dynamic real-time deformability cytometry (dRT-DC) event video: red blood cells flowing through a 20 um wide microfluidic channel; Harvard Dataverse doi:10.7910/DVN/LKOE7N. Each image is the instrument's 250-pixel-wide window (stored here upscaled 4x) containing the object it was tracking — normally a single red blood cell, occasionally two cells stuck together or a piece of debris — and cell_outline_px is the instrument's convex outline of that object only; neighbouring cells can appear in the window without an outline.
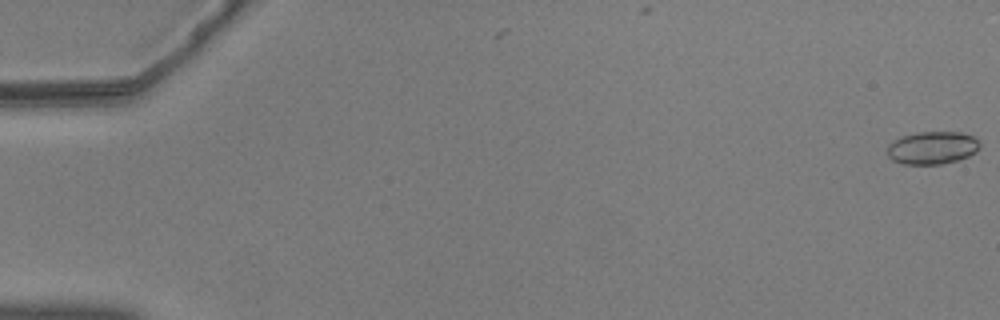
{"species": "common noctule bat (a hibernating species)", "species_latin": "Nyctalus noctula", "temperature_condition": "warm", "stored_images_in_passage": 2, "camera_frame_rate_fps": 3000, "um_per_image_px": 0.085, "animal": {"sex": "male", "body_mass_g": 20.5, "forearm_length_mm": 52.5}, "frame": {"image": 1, "passage_image": 2, "time_ms": 0.333, "image_size_px": [1000, 320], "cell_outline_px": [[980, 148], [976, 152], [968, 156], [956, 160], [940, 164], [904, 164], [892, 160], [888, 156], [888, 144], [904, 136], [916, 132], [960, 132], [972, 136], [980, 144]], "centroid_in_image_um": [79.25, 12.56], "position_along_channel_um": 5.8, "area_um2": 17.46}}